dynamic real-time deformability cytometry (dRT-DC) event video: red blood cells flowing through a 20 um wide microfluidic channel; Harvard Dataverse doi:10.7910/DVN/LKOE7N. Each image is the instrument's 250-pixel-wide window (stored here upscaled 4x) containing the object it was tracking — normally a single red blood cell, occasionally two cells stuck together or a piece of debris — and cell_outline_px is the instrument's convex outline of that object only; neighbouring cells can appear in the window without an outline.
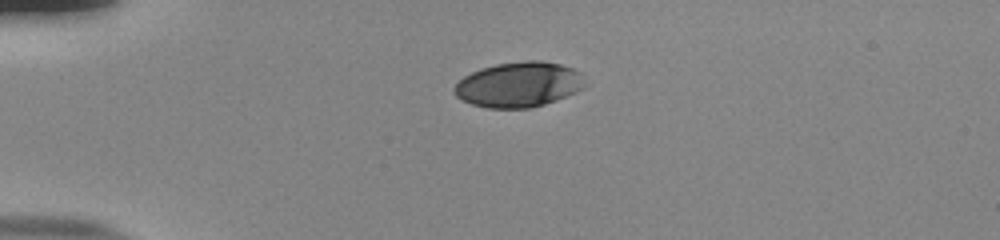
{"species": "human", "species_latin": "Homo sapiens", "temperature_condition": "room temperature", "stored_images_in_passage": 41, "camera_frame_rate_fps": 3000, "um_per_image_px": 0.085, "donor": {"sex": "male"}, "frame": {"image": 1, "passage_image": 1, "time_ms": 0.0, "image_size_px": [1000, 240], "cell_outline_px": [[588, 84], [584, 88], [576, 92], [556, 100], [544, 104], [528, 108], [488, 108], [472, 104], [456, 96], [452, 92], [452, 88], [464, 76], [480, 68], [496, 64], [524, 60], [540, 60], [560, 64], [572, 68], [580, 72]], "centroid_in_image_um": [44.12, 7.18], "position_along_channel_um": 40.9, "area_um2": 34.62}}
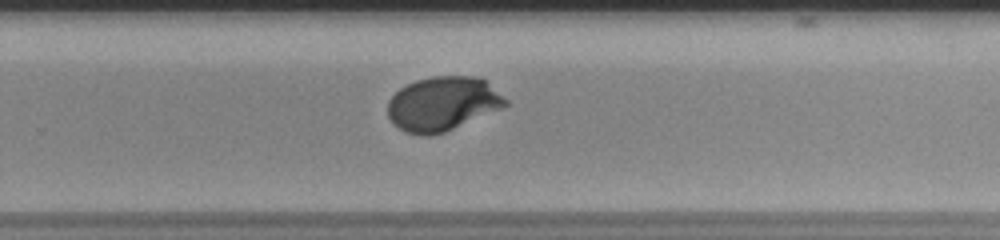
{"frame": {"image": 2, "passage_image": 24, "time_ms": 7.667, "image_size_px": [1000, 240], "cell_outline_px": [[508, 104], [504, 108], [444, 132], [428, 136], [424, 136], [404, 132], [392, 124], [388, 116], [388, 100], [400, 88], [416, 80], [432, 76], [476, 76], [484, 80], [508, 100]], "centroid_in_image_um": [37.61, 8.83], "position_along_channel_um": 292.2, "area_um2": 37.28}}
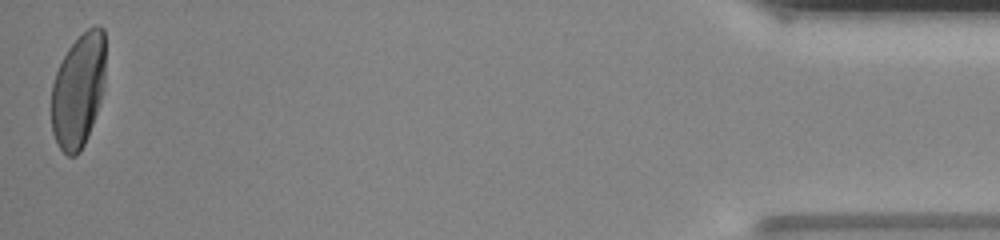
{"frame": {"image": 3, "passage_image": 41, "time_ms": 13.333, "image_size_px": [1000, 240], "cell_outline_px": [[104, 84], [100, 100], [92, 124], [84, 144], [80, 152], [76, 156], [68, 156], [60, 148], [52, 132], [52, 84], [56, 72], [68, 48], [88, 28], [96, 24], [104, 28]], "centroid_in_image_um": [6.65, 7.68], "position_along_channel_um": 428.5, "area_um2": 35.55}, "authors_computed_cell_mechanics": {"area_um2": 36.703, "velocity_mm_per_s": 3.8302, "shape_relaxation_time_tau1_ms": 3.5151, "shape_relaxation_time_tau2_ms": null, "deformation_change_tau1": 0.178, "deformation_change_tau2": null}}